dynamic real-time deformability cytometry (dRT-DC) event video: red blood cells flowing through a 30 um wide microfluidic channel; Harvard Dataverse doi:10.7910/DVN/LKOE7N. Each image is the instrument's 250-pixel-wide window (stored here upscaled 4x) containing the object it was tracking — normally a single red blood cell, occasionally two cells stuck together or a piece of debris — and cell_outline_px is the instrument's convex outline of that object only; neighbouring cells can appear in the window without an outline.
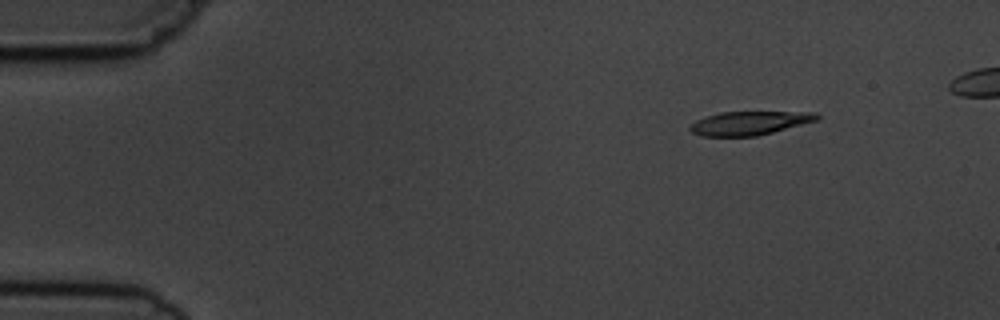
{"species": "common noctule bat (a hibernating species)", "species_latin": "Nyctalus noctula", "temperature_condition": "cold", "stored_images_in_passage": 6, "camera_frame_rate_fps": 3000, "um_per_image_px": 0.085, "animal": {"sex": "male", "body_mass_g": 19.5, "forearm_length_mm": 54.6}, "frame": {"image": 1, "passage_image": 2, "time_ms": 2.0, "image_size_px": [1000, 320], "cell_outline_px": [[820, 120], [756, 136], [700, 136], [692, 132], [688, 128], [696, 120], [720, 112], [816, 112], [820, 116]], "centroid_in_image_um": [63.73, 10.46], "position_along_channel_um": 21.3, "area_um2": 17.46}}
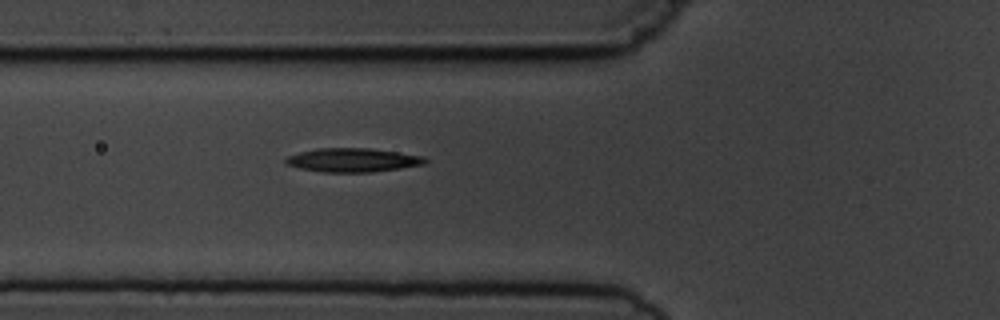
{"frame": {"image": 2, "passage_image": 6, "time_ms": 6.333, "image_size_px": [1000, 320], "cell_outline_px": [[428, 160], [424, 164], [400, 168], [372, 172], [320, 172], [300, 168], [288, 164], [284, 160], [288, 156], [300, 152], [316, 148], [368, 148], [424, 156]], "centroid_in_image_um": [29.98, 13.6], "position_along_channel_um": 95.8, "area_um2": 19.19}}